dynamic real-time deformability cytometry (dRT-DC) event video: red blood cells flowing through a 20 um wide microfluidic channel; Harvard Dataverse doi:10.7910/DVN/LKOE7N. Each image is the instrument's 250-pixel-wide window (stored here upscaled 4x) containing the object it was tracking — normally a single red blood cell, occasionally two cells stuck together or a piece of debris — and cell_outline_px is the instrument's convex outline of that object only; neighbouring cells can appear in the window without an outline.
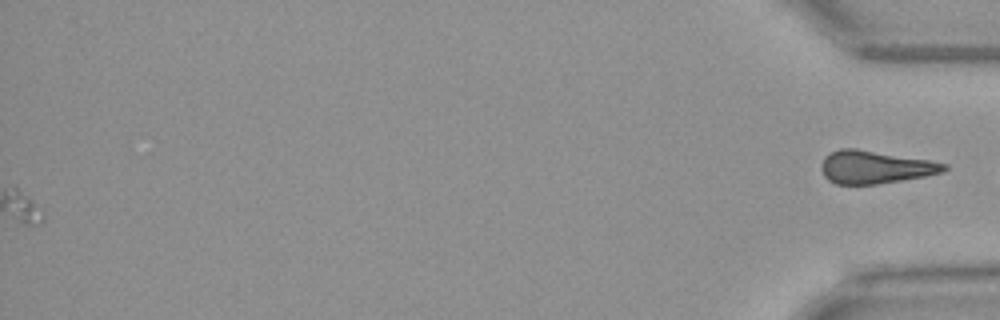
{"species": "Egyptian fruit bat (a non-hibernating species)", "species_latin": "Rousettus aegyptiacus", "temperature_condition": "warm", "stored_images_in_passage": 54, "segment_of_instrument_passage": [2, 2], "camera_frame_rate_fps": 3000, "um_per_image_px": 0.085, "animal": {"sex": "female"}, "frame": {"image": 1, "passage_image": 54, "time_ms": 17.667, "image_size_px": [1000, 320], "cell_outline_px": [[948, 168], [944, 172], [924, 176], [876, 184], [836, 184], [828, 180], [824, 176], [820, 168], [820, 164], [824, 156], [828, 152], [840, 148], [856, 148], [932, 160], [948, 164]], "centroid_in_image_um": [74.36, 14.18], "position_along_channel_um": 360.8, "area_um2": 23.81}}